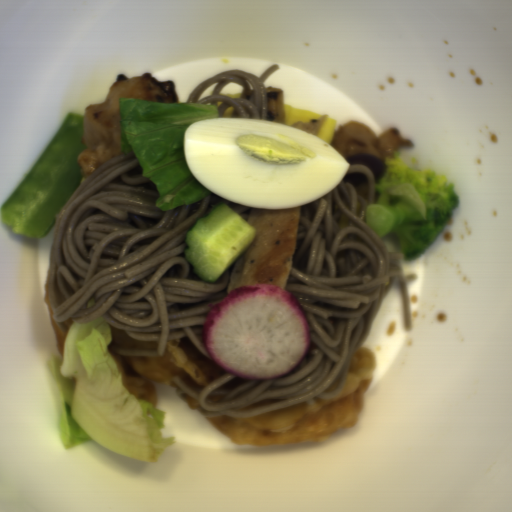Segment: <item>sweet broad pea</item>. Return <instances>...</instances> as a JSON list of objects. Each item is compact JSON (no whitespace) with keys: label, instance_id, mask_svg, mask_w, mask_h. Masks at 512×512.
<instances>
[{"label":"sweet broad pea","instance_id":"sweet-broad-pea-1","mask_svg":"<svg viewBox=\"0 0 512 512\" xmlns=\"http://www.w3.org/2000/svg\"><path fill=\"white\" fill-rule=\"evenodd\" d=\"M85 115L68 112L27 173L0 206V220L15 233L45 237L86 179L78 164L85 149Z\"/></svg>","mask_w":512,"mask_h":512}]
</instances>
